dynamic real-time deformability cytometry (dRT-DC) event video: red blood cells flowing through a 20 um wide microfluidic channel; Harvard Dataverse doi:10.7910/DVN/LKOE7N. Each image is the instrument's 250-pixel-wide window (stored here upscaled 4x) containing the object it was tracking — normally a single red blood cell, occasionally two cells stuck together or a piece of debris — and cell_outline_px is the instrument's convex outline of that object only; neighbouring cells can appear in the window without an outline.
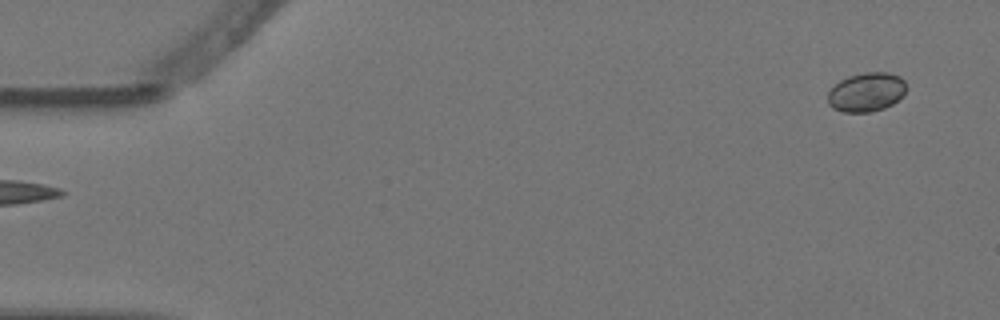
{"species": "Egyptian fruit bat (a non-hibernating species)", "species_latin": "Rousettus aegyptiacus", "temperature_condition": "warm", "stored_images_in_passage": 5, "camera_frame_rate_fps": 3000, "um_per_image_px": 0.085, "animal": {"sex": "female"}, "frame": {"image": 1, "passage_image": 1, "time_ms": 0.0, "image_size_px": [1000, 320], "cell_outline_px": [[908, 88], [892, 104], [884, 108], [868, 112], [844, 112], [832, 108], [828, 104], [828, 92], [840, 80], [848, 76], [864, 72], [888, 72], [900, 76], [904, 80]], "centroid_in_image_um": [73.64, 7.82], "position_along_channel_um": 11.4, "area_um2": 17.86}}
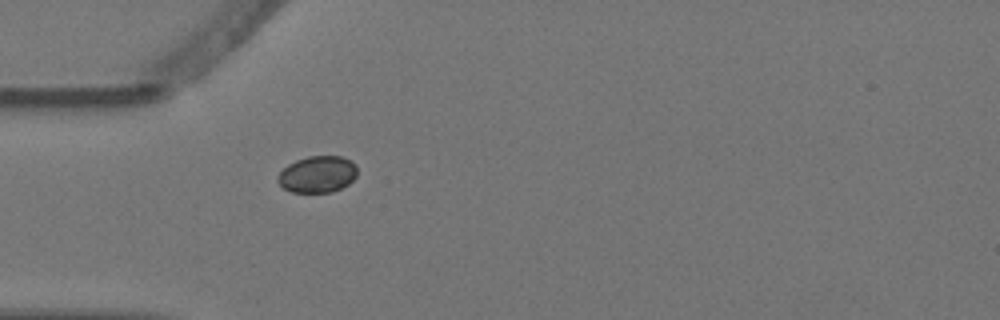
{"frame": {"image": 2, "passage_image": 5, "time_ms": 1.333, "image_size_px": [1000, 320], "cell_outline_px": [[356, 176], [348, 184], [332, 192], [292, 192], [284, 188], [276, 180], [276, 176], [288, 164], [296, 160], [308, 156], [340, 156], [352, 160], [356, 164]], "centroid_in_image_um": [26.98, 14.8], "position_along_channel_um": 58.0, "area_um2": 16.99}}